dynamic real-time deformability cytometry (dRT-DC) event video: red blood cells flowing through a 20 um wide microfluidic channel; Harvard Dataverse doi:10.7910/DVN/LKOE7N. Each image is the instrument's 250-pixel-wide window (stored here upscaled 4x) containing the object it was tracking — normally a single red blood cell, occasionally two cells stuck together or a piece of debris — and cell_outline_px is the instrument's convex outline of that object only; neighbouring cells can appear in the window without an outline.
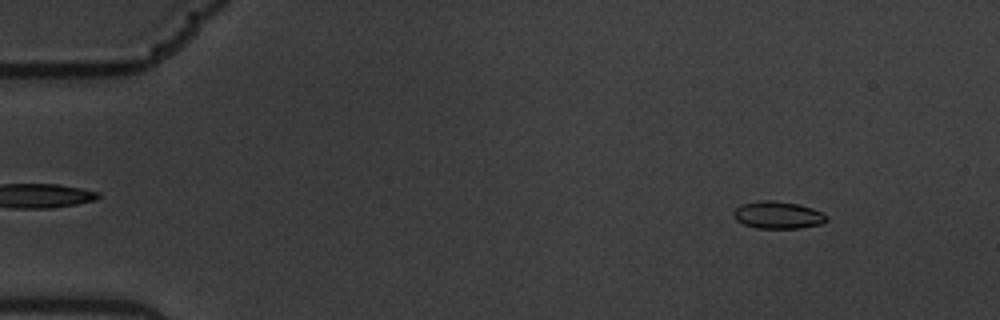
{"species": "common noctule bat (a hibernating species)", "species_latin": "Nyctalus noctula", "temperature_condition": "warm", "stored_images_in_passage": 60, "camera_frame_rate_fps": 3000, "um_per_image_px": 0.085, "animal": {"sex": "male", "body_mass_g": 19.5, "forearm_length_mm": 54.6}, "frame": {"image": 1, "passage_image": 7, "time_ms": 2.0, "image_size_px": [1000, 320], "cell_outline_px": [[828, 220], [824, 224], [800, 228], [756, 228], [744, 224], [736, 220], [732, 212], [740, 204], [760, 200], [772, 200], [796, 204], [812, 208], [828, 216]], "centroid_in_image_um": [66.12, 18.28], "position_along_channel_um": 18.9, "area_um2": 14.85}}
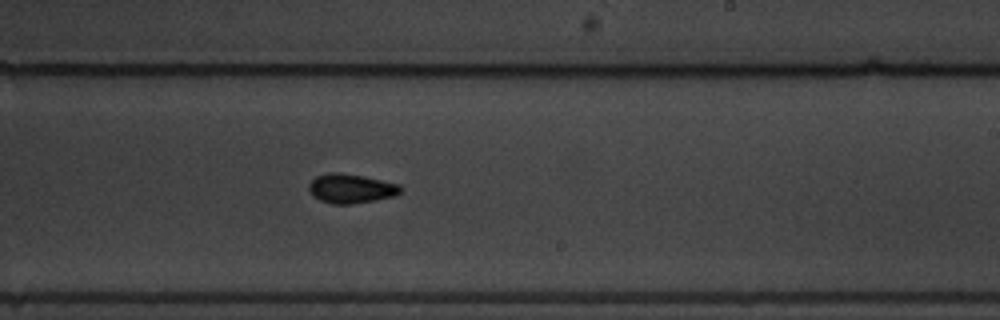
{"frame": {"image": 2, "passage_image": 37, "time_ms": 12.0, "image_size_px": [1000, 320], "cell_outline_px": [[404, 188], [396, 196], [352, 204], [332, 204], [320, 200], [312, 196], [308, 188], [308, 184], [316, 176], [328, 172], [340, 172], [364, 176], [400, 184]], "centroid_in_image_um": [29.83, 16.02], "position_along_channel_um": 259.2, "area_um2": 15.9}}
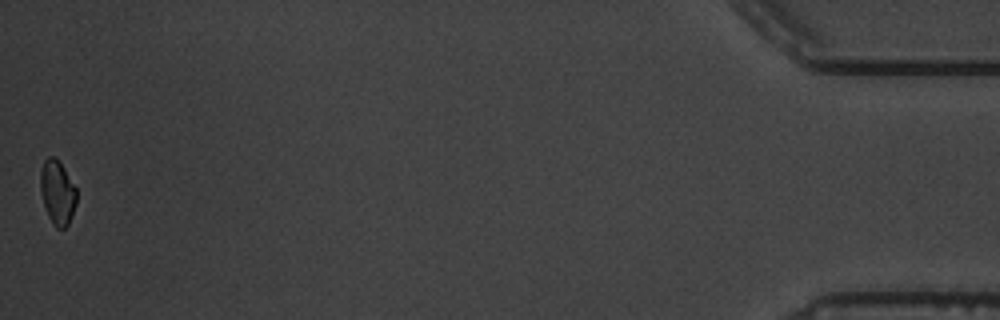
{"frame": {"image": 3, "passage_image": 60, "time_ms": 19.667, "image_size_px": [1000, 320], "cell_outline_px": [[76, 204], [68, 224], [64, 228], [56, 228], [48, 216], [44, 204], [40, 188], [40, 172], [44, 160], [48, 156], [56, 156], [64, 168], [76, 188]], "centroid_in_image_um": [4.87, 16.32], "position_along_channel_um": 430.3, "area_um2": 13.47}, "authors_computed_cell_mechanics": {"area_um2": 14.8835, "velocity_mm_per_s": 3.4282, "shape_relaxation_time_tau1_ms": 5.7891, "shape_relaxation_time_tau2_ms": 1.9607, "deformation_change_tau1": 0.1208, "deformation_change_tau2": 0.0548}}